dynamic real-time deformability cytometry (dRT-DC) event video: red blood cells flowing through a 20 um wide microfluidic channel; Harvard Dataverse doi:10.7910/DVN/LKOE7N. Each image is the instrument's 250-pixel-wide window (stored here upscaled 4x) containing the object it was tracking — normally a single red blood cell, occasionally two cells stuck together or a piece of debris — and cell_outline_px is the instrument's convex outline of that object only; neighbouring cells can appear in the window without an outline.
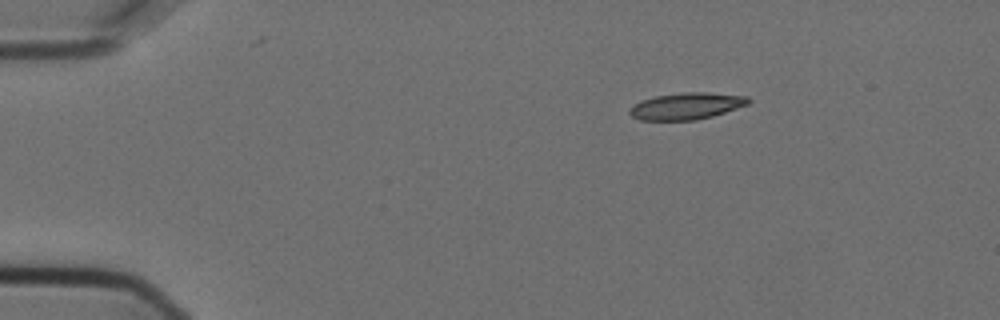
{"species": "Egyptian fruit bat (a non-hibernating species)", "species_latin": "Rousettus aegyptiacus", "temperature_condition": "cold", "stored_images_in_passage": 48, "camera_frame_rate_fps": 3000, "um_per_image_px": 0.085, "animal": {"sex": "female"}, "frame": {"image": 1, "passage_image": 1, "time_ms": 0.0, "image_size_px": [1000, 320], "cell_outline_px": [[752, 100], [748, 104], [712, 116], [696, 120], [640, 120], [632, 116], [628, 112], [636, 104], [644, 100], [656, 96], [684, 92], [708, 92], [748, 96]], "centroid_in_image_um": [58.4, 9.01], "position_along_channel_um": 26.6, "area_um2": 18.26}}
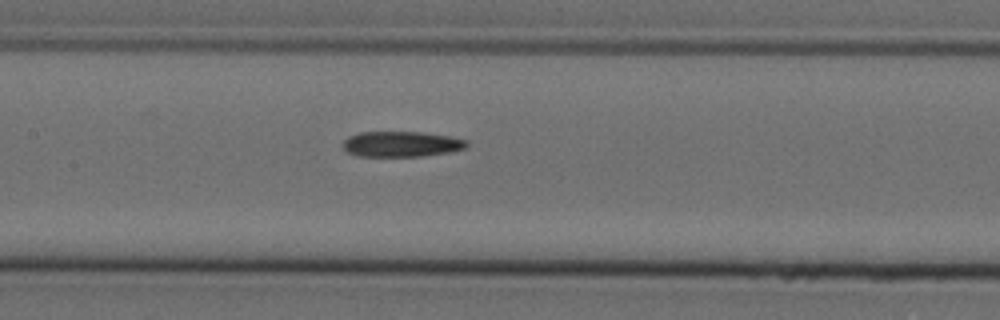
{"frame": {"image": 2, "passage_image": 19, "time_ms": 6.0, "image_size_px": [1000, 320], "cell_outline_px": [[468, 148], [452, 152], [420, 156], [356, 156], [348, 152], [340, 144], [348, 136], [360, 132], [424, 132], [448, 136], [468, 140]], "centroid_in_image_um": [34.13, 12.24], "position_along_channel_um": 173.3, "area_um2": 18.61}}
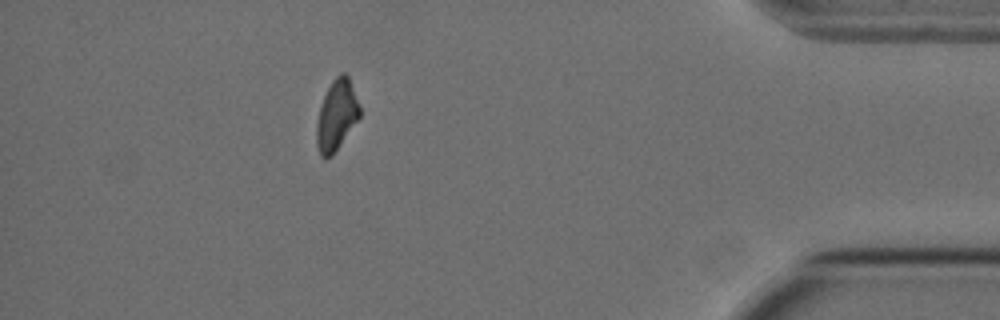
{"frame": {"image": 3, "passage_image": 42, "time_ms": 13.667, "image_size_px": [1000, 320], "cell_outline_px": [[360, 116], [332, 156], [324, 160], [320, 156], [316, 144], [316, 124], [320, 108], [324, 96], [332, 80], [340, 72], [344, 72], [348, 76], [360, 108]], "centroid_in_image_um": [28.58, 9.82], "position_along_channel_um": 406.6, "area_um2": 17.57}}